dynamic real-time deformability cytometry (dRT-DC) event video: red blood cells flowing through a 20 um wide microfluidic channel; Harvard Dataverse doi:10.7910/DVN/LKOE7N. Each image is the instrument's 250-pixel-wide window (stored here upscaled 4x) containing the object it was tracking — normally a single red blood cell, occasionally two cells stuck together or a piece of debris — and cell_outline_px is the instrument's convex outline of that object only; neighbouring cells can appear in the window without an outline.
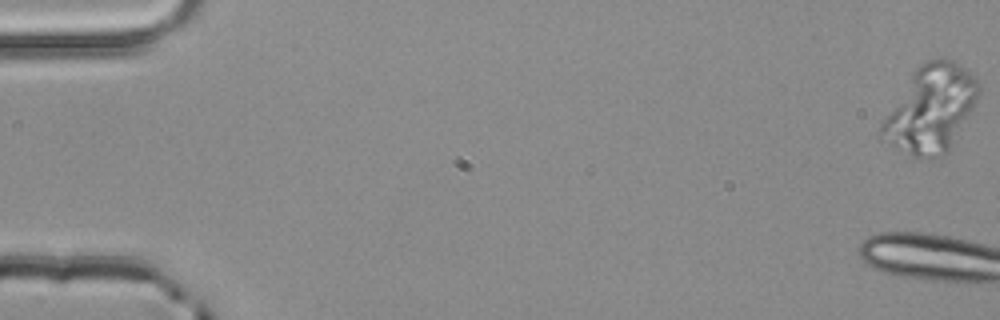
{"species": "common noctule bat (a hibernating species)", "species_latin": "Nyctalus noctula", "temperature_condition": "room temperature", "stored_images_in_passage": 5, "camera_frame_rate_fps": 3000, "um_per_image_px": 0.085, "animal": {"sex": "male", "body_mass_g": 20.4}, "frame": {"image": 1, "passage_image": 1, "time_ms": 0.0, "image_size_px": [1000, 320], "cell_outline_px": [[980, 88], [976, 100], [972, 108], [948, 152], [936, 156], [912, 156], [880, 140], [876, 132], [880, 124], [912, 72], [920, 64], [928, 60], [952, 60], [960, 64], [980, 84]], "centroid_in_image_um": [79.06, 9.27], "position_along_channel_um": 5.9, "area_um2": 48.26}}